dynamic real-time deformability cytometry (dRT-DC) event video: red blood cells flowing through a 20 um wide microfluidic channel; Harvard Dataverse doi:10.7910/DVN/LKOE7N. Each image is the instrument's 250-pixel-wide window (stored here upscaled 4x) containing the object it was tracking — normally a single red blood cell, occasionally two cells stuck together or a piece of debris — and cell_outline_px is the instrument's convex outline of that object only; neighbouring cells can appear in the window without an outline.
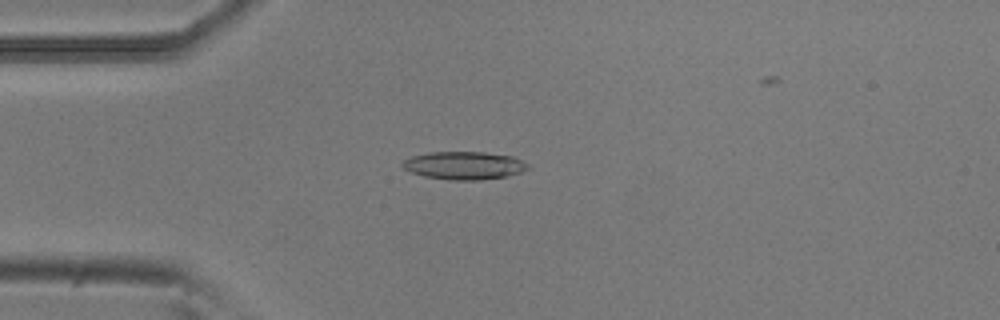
{"species": "common noctule bat (a hibernating species)", "species_latin": "Nyctalus noctula", "temperature_condition": "room temperature", "stored_images_in_passage": 41, "camera_frame_rate_fps": 3000, "um_per_image_px": 0.085, "animal": {"sex": "male", "body_mass_g": 20.5, "forearm_length_mm": 52.5}, "frame": {"image": 1, "passage_image": 13, "time_ms": 4.0, "image_size_px": [1000, 320], "cell_outline_px": [[528, 168], [520, 172], [508, 176], [480, 180], [452, 180], [424, 176], [412, 172], [404, 168], [400, 164], [404, 160], [412, 156], [428, 152], [484, 152], [512, 156], [528, 164]], "centroid_in_image_um": [39.43, 14.06], "position_along_channel_um": 45.6, "area_um2": 20.29}}
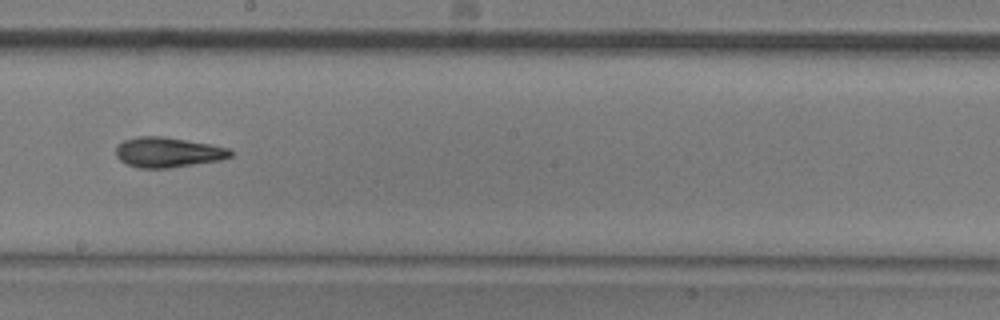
{"frame": {"image": 2, "passage_image": 29, "time_ms": 9.333, "image_size_px": [1000, 320], "cell_outline_px": [[232, 156], [220, 160], [172, 168], [136, 168], [124, 164], [116, 156], [116, 148], [124, 140], [136, 136], [164, 136], [212, 144], [232, 148]], "centroid_in_image_um": [14.29, 12.95], "position_along_channel_um": 233.9, "area_um2": 20.46}}
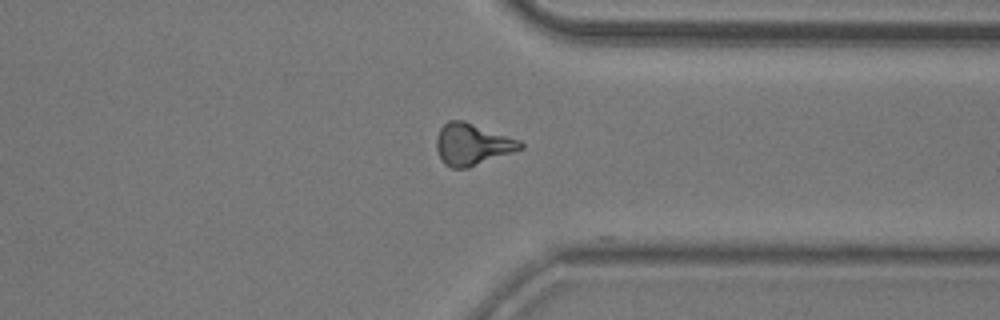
{"frame": {"image": 3, "passage_image": 40, "time_ms": 13.0, "image_size_px": [1000, 320], "cell_outline_px": [[524, 148], [468, 168], [452, 168], [444, 164], [436, 148], [436, 136], [440, 128], [448, 120], [464, 120], [520, 140], [524, 144]], "centroid_in_image_um": [40.13, 12.26], "position_along_channel_um": 371.3, "area_um2": 20.4}, "authors_computed_cell_mechanics": {"area_um2": 19.9988, "velocity_mm_per_s": 3.8072, "shape_relaxation_time_tau1_ms": 4.9525, "shape_relaxation_time_tau2_ms": 3.6191, "deformation_change_tau1": 0.1613, "deformation_change_tau2": 0.1264}}